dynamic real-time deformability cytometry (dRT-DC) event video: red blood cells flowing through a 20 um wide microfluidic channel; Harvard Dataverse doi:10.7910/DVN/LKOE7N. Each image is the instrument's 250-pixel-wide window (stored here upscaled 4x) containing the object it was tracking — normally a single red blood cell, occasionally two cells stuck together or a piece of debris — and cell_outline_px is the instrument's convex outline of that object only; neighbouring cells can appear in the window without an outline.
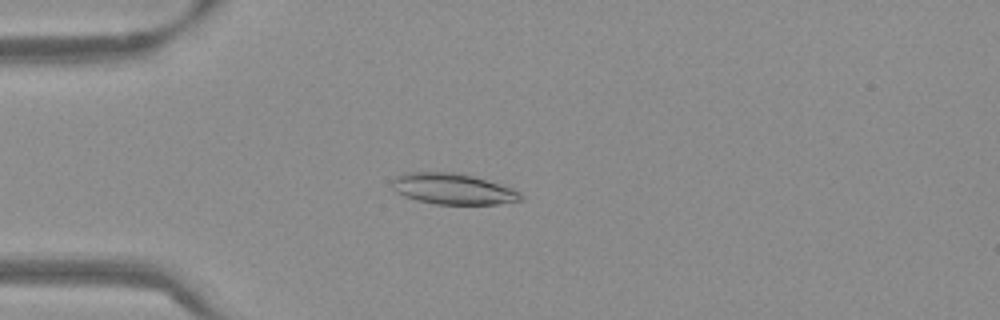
{"species": "Egyptian fruit bat (a non-hibernating species)", "species_latin": "Rousettus aegyptiacus", "temperature_condition": "warm", "stored_images_in_passage": 54, "camera_frame_rate_fps": 3000, "um_per_image_px": 0.085, "frame": {"image": 1, "passage_image": 15, "time_ms": 4.667, "image_size_px": [1000, 320], "cell_outline_px": [[524, 200], [500, 204], [436, 204], [416, 200], [404, 196], [396, 192], [392, 184], [392, 180], [396, 176], [408, 172], [452, 172], [472, 176], [512, 188], [520, 192], [524, 196]], "centroid_in_image_um": [38.51, 16.07], "position_along_channel_um": 46.5, "area_um2": 23.12}}
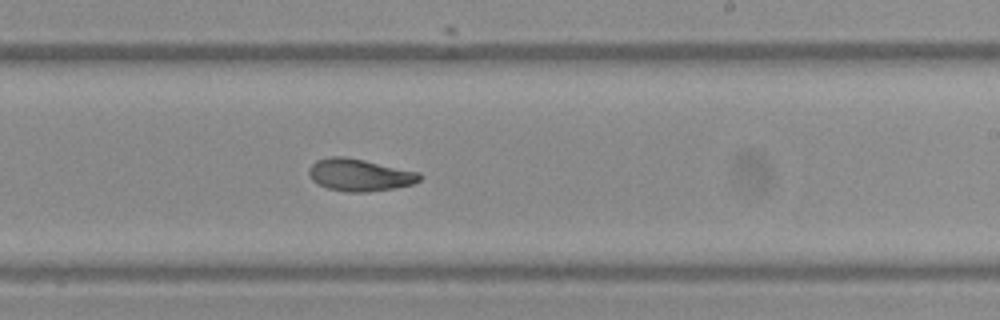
{"frame": {"image": 2, "passage_image": 33, "time_ms": 10.667, "image_size_px": [1000, 320], "cell_outline_px": [[424, 176], [420, 180], [412, 184], [392, 188], [364, 192], [348, 192], [328, 188], [312, 180], [308, 172], [308, 168], [316, 160], [332, 156], [344, 156], [364, 160], [420, 172]], "centroid_in_image_um": [30.57, 14.86], "position_along_channel_um": 258.4, "area_um2": 20.69}}
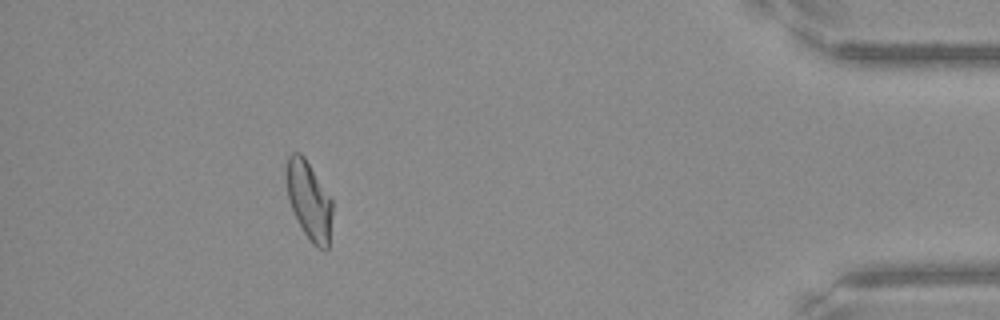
{"frame": {"image": 3, "passage_image": 49, "time_ms": 16.0, "image_size_px": [1000, 320], "cell_outline_px": [[332, 212], [328, 248], [316, 248], [312, 244], [304, 232], [288, 200], [284, 176], [288, 156], [292, 152], [300, 152], [304, 156], [332, 200]], "centroid_in_image_um": [26.23, 17.0], "position_along_channel_um": 409.0, "area_um2": 20.92}, "authors_computed_cell_mechanics": {"area_um2": 21.5016, "velocity_mm_per_s": 3.8353, "shape_relaxation_time_tau1_ms": null, "shape_relaxation_time_tau2_ms": 3.1695, "deformation_change_tau1": null, "deformation_change_tau2": 0.0875}}